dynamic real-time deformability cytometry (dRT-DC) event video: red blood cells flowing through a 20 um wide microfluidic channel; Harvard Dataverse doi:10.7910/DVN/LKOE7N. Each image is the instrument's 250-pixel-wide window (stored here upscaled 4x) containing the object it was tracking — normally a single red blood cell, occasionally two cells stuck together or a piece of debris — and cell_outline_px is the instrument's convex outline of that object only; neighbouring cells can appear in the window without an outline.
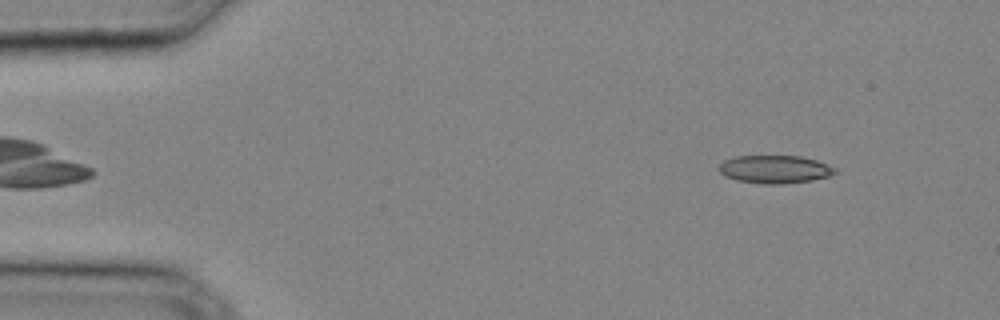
{"species": "common noctule bat (a hibernating species)", "species_latin": "Nyctalus noctula", "temperature_condition": "cold", "stored_images_in_passage": 31, "camera_frame_rate_fps": 3000, "um_per_image_px": 0.085, "animal": {"sex": "male", "body_mass_g": 20.4}, "frame": {"image": 1, "passage_image": 2, "time_ms": 0.333, "image_size_px": [1000, 320], "cell_outline_px": [[840, 172], [828, 176], [812, 180], [784, 184], [768, 184], [736, 180], [724, 176], [720, 172], [720, 164], [724, 160], [736, 156], [800, 156], [816, 160], [836, 168]], "centroid_in_image_um": [65.88, 14.39], "position_along_channel_um": 19.1, "area_um2": 18.9}}
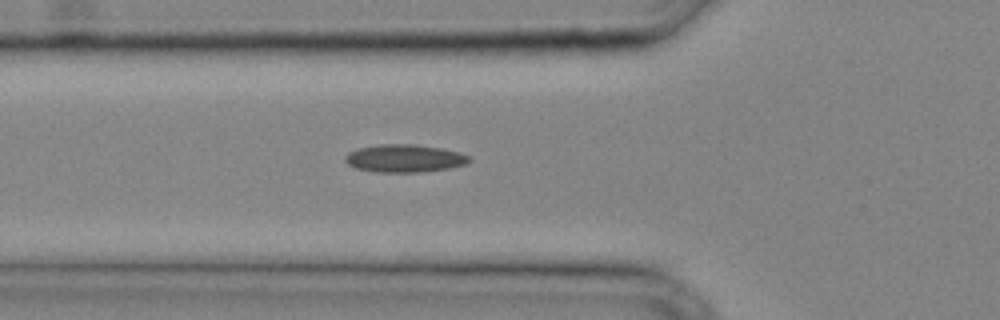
{"frame": {"image": 2, "passage_image": 10, "time_ms": 3.0, "image_size_px": [1000, 320], "cell_outline_px": [[472, 160], [468, 164], [448, 168], [420, 172], [376, 172], [356, 168], [348, 164], [344, 160], [344, 156], [348, 152], [356, 148], [380, 144], [412, 144], [440, 148], [460, 152], [468, 156]], "centroid_in_image_um": [34.36, 13.46], "position_along_channel_um": 91.4, "area_um2": 20.17}}
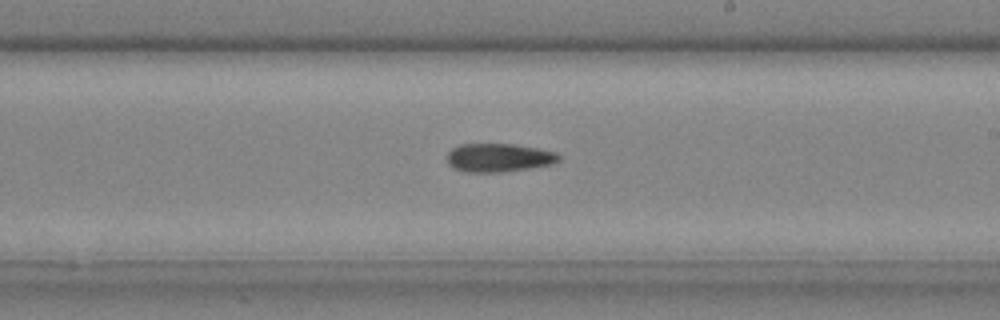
{"frame": {"image": 3, "passage_image": 18, "time_ms": 5.667, "image_size_px": [1000, 320], "cell_outline_px": [[560, 160], [552, 164], [532, 168], [500, 172], [464, 172], [452, 168], [448, 164], [448, 152], [452, 148], [460, 144], [512, 144], [536, 148], [556, 152], [560, 156]], "centroid_in_image_um": [42.38, 13.41], "position_along_channel_um": 246.6, "area_um2": 18.61}}